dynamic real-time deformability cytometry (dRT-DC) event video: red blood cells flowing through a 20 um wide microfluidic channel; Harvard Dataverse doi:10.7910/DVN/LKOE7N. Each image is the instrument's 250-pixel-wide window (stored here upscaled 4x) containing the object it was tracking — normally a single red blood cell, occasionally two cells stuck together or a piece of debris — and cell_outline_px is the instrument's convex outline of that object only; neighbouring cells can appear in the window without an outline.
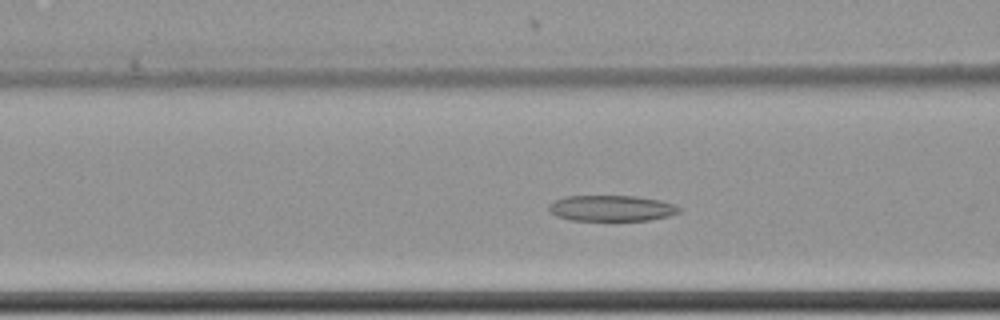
{"species": "common noctule bat (a hibernating species)", "species_latin": "Nyctalus noctula", "temperature_condition": "cold", "stored_images_in_passage": 45, "camera_frame_rate_fps": 3000, "um_per_image_px": 0.085, "animal": {"sex": "female", "body_mass_g": 22.7, "forearm_length_mm": 54.2}, "frame": {"image": 1, "passage_image": 13, "time_ms": 4.0, "image_size_px": [1000, 320], "cell_outline_px": [[680, 212], [668, 216], [648, 220], [572, 220], [556, 216], [548, 212], [548, 204], [564, 196], [636, 196], [660, 200], [672, 204], [680, 208]], "centroid_in_image_um": [51.93, 17.69], "position_along_channel_um": 114.7, "area_um2": 19.59}}
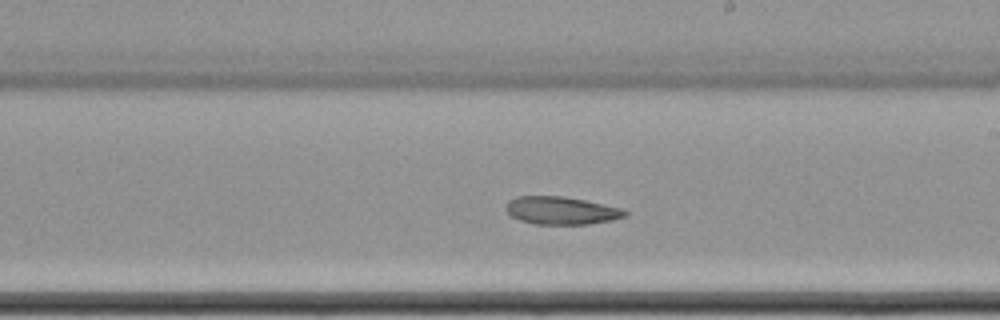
{"frame": {"image": 2, "passage_image": 24, "time_ms": 7.667, "image_size_px": [1000, 320], "cell_outline_px": [[628, 212], [624, 216], [612, 220], [588, 224], [532, 224], [520, 220], [512, 216], [504, 208], [508, 200], [516, 196], [564, 196], [584, 200], [620, 208]], "centroid_in_image_um": [47.65, 17.89], "position_along_channel_um": 241.3, "area_um2": 19.19}}
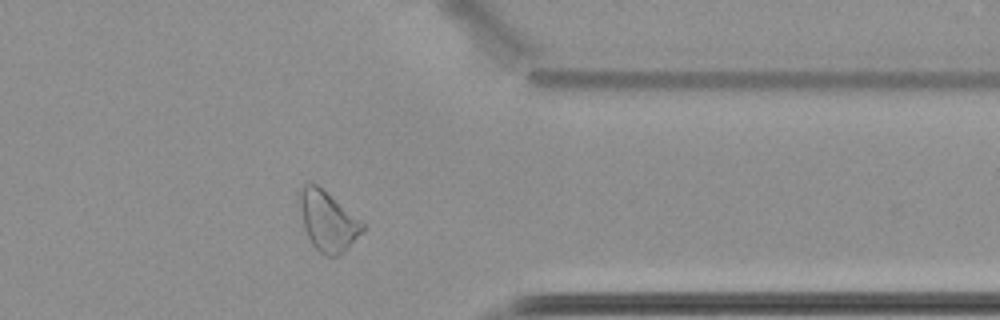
{"frame": {"image": 3, "passage_image": 37, "time_ms": 12.0, "image_size_px": [1000, 320], "cell_outline_px": [[364, 232], [340, 256], [328, 256], [320, 252], [312, 244], [304, 228], [300, 208], [300, 188], [304, 180], [316, 184], [364, 224]], "centroid_in_image_um": [27.85, 18.8], "position_along_channel_um": 383.6, "area_um2": 21.62}}